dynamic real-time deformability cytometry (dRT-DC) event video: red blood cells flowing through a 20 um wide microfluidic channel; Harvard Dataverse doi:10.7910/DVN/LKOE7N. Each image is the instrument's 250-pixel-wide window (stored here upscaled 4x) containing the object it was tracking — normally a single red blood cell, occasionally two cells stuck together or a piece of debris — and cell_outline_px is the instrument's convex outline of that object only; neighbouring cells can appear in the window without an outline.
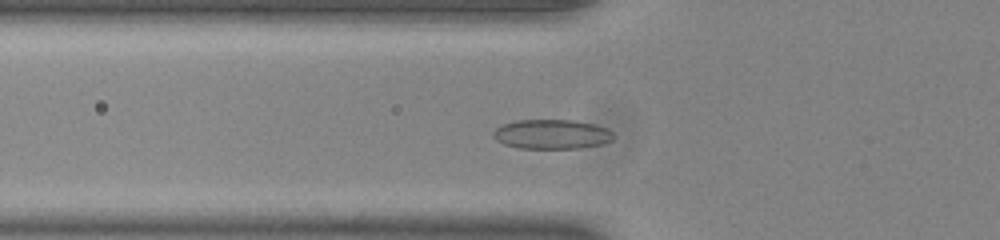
{"species": "common noctule bat (a hibernating species)", "species_latin": "Nyctalus noctula", "temperature_condition": "room temperature", "stored_images_in_passage": 37, "camera_frame_rate_fps": 3000, "um_per_image_px": 0.085, "animal": {"sex": "male", "body_mass_g": 20.0, "forearm_length_mm": 53.3}, "frame": {"image": 1, "passage_image": 3, "time_ms": 0.667, "image_size_px": [1000, 240], "cell_outline_px": [[612, 140], [600, 144], [580, 148], [520, 148], [504, 144], [496, 140], [492, 136], [492, 132], [496, 128], [504, 124], [516, 120], [572, 120], [592, 124], [608, 128], [612, 132]], "centroid_in_image_um": [46.87, 11.41], "position_along_channel_um": 78.9, "area_um2": 20.52}}
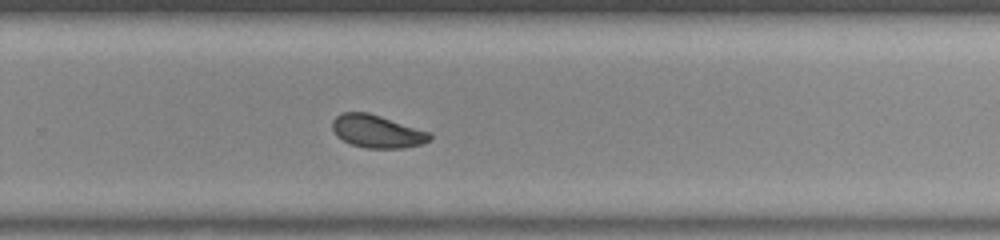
{"frame": {"image": 2, "passage_image": 20, "time_ms": 6.333, "image_size_px": [1000, 240], "cell_outline_px": [[432, 140], [424, 144], [404, 148], [368, 148], [352, 144], [336, 136], [332, 128], [332, 120], [340, 112], [368, 112], [432, 132]], "centroid_in_image_um": [32.09, 11.16], "position_along_channel_um": 297.7, "area_um2": 18.9}}
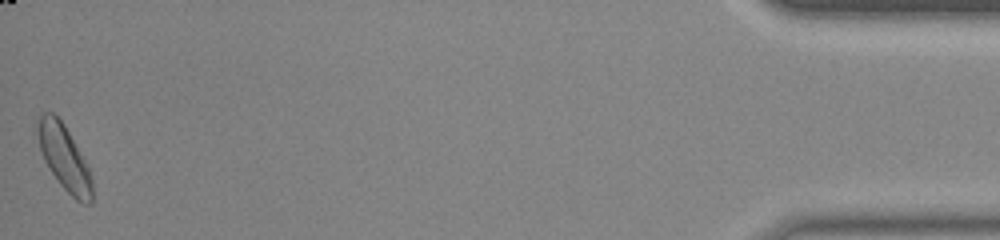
{"frame": {"image": 3, "passage_image": 37, "time_ms": 12.0, "image_size_px": [1000, 240], "cell_outline_px": [[92, 204], [84, 204], [76, 200], [60, 184], [48, 168], [44, 160], [32, 132], [40, 116], [44, 112], [52, 112], [64, 124], [84, 160], [88, 168], [92, 180]], "centroid_in_image_um": [5.39, 13.37], "position_along_channel_um": 429.8, "area_um2": 20.87}, "authors_computed_cell_mechanics": {"area_um2": 18.7272, "velocity_mm_per_s": 3.8643, "shape_relaxation_time_tau1_ms": 5.3266, "shape_relaxation_time_tau2_ms": 1.3932, "deformation_change_tau1": 0.1297, "deformation_change_tau2": 0.0534}}